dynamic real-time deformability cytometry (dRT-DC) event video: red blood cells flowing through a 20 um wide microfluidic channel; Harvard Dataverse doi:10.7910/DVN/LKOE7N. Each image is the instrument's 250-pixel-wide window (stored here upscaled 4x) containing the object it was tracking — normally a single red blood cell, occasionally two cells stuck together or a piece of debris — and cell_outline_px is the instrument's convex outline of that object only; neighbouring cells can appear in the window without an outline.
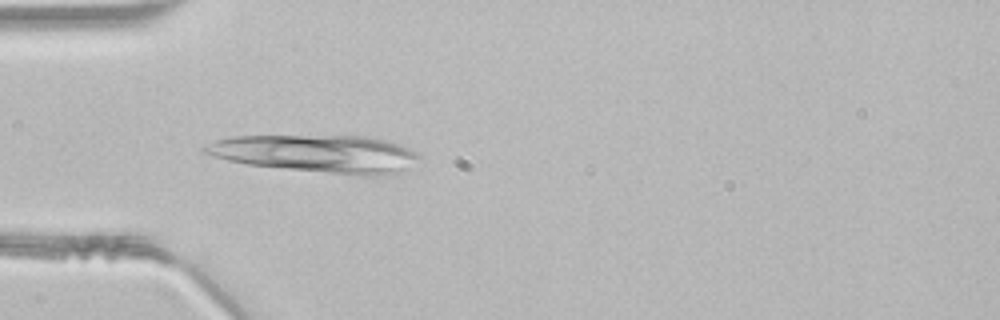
{"species": "common noctule bat (a hibernating species)", "species_latin": "Nyctalus noctula", "temperature_condition": "room temperature", "stored_images_in_passage": 26, "segment_of_instrument_passage": [1, 2], "camera_frame_rate_fps": 3000, "um_per_image_px": 0.085, "animal": {"sex": "male", "body_mass_g": 21.5, "forearm_length_mm": 52.0}, "frame": {"image": 1, "passage_image": 5, "time_ms": 1.333, "image_size_px": [1000, 320], "cell_outline_px": [[420, 156], [404, 168], [392, 176], [364, 176], [248, 164], [228, 160], [204, 152], [204, 148], [216, 140], [232, 136], [372, 136], [388, 140], [400, 144], [408, 148]], "centroid_in_image_um": [26.99, 13.05], "position_along_channel_um": 58.0, "area_um2": 46.3}}
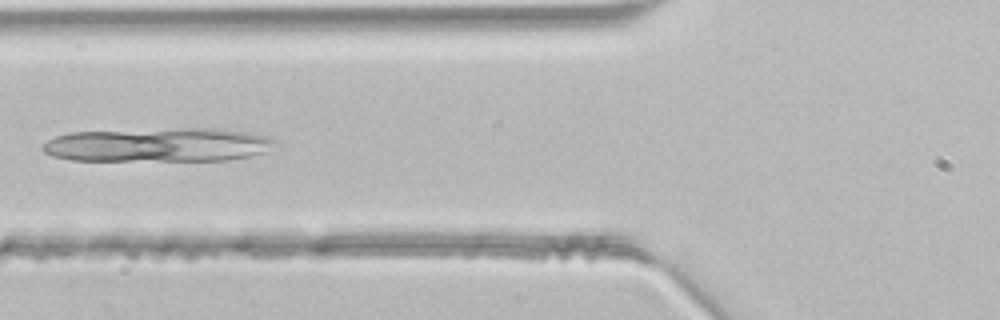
{"frame": {"image": 2, "passage_image": 9, "time_ms": 2.667, "image_size_px": [1000, 320], "cell_outline_px": [[276, 140], [264, 152], [248, 156], [228, 160], [72, 160], [52, 156], [44, 152], [40, 148], [48, 140], [56, 136], [68, 132], [180, 128], [224, 128], [252, 132], [268, 136]], "centroid_in_image_um": [13.43, 12.29], "position_along_channel_um": 112.4, "area_um2": 46.12}}